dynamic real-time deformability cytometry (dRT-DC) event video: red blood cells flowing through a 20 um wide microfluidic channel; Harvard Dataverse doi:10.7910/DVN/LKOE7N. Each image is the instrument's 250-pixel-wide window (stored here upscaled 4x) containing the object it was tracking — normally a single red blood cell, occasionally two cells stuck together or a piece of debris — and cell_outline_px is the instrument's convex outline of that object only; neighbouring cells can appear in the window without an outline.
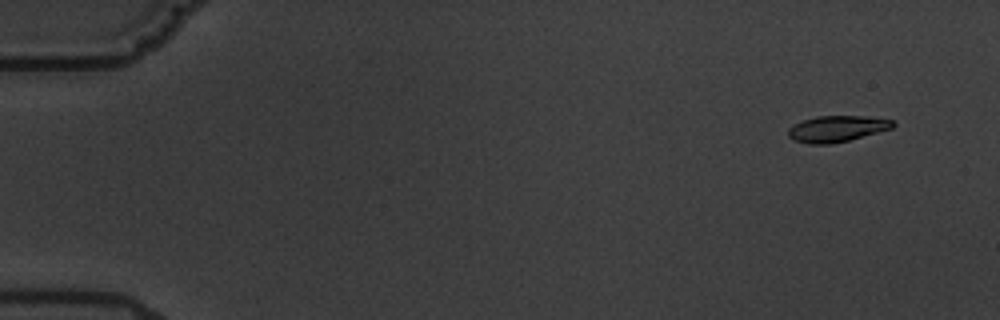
{"species": "common noctule bat (a hibernating species)", "species_latin": "Nyctalus noctula", "temperature_condition": "warm", "stored_images_in_passage": 3, "camera_frame_rate_fps": 3000, "um_per_image_px": 0.085, "animal": {"sex": "male", "body_mass_g": 19.5, "forearm_length_mm": 54.6}, "frame": {"image": 1, "passage_image": 1, "time_ms": 0.0, "image_size_px": [1000, 320], "cell_outline_px": [[896, 124], [892, 128], [848, 140], [828, 144], [808, 144], [796, 140], [788, 136], [788, 128], [792, 124], [816, 116], [864, 116], [892, 120]], "centroid_in_image_um": [71.1, 10.93], "position_along_channel_um": 13.9, "area_um2": 15.78}}